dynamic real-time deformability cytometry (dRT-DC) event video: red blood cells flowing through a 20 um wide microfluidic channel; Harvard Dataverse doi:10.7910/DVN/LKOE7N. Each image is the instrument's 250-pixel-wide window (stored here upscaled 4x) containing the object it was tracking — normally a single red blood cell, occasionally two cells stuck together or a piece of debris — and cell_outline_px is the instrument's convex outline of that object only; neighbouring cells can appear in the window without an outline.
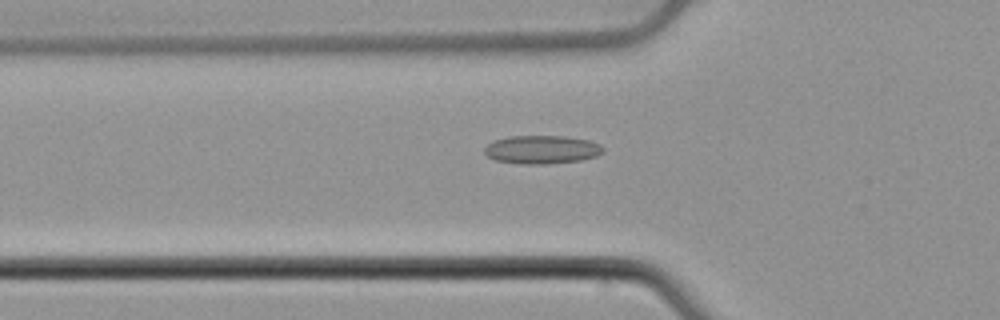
{"species": "common noctule bat (a hibernating species)", "species_latin": "Nyctalus noctula", "temperature_condition": "cold", "stored_images_in_passage": 53, "camera_frame_rate_fps": 3000, "um_per_image_px": 0.085, "animal": {"sex": "male", "body_mass_g": 21.5, "forearm_length_mm": 52.0}, "frame": {"image": 1, "passage_image": 18, "time_ms": 5.667, "image_size_px": [1000, 320], "cell_outline_px": [[604, 152], [596, 156], [580, 160], [548, 164], [520, 164], [496, 160], [488, 156], [484, 152], [484, 148], [488, 144], [496, 140], [508, 136], [564, 136], [588, 140], [600, 144], [604, 148]], "centroid_in_image_um": [46.07, 12.71], "position_along_channel_um": 79.7, "area_um2": 19.59}}
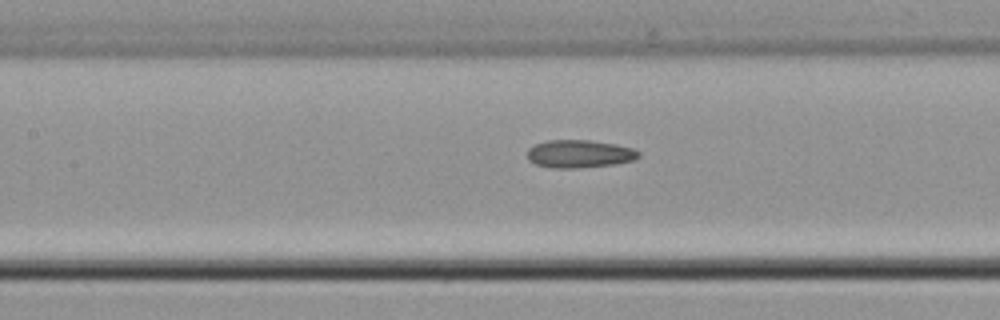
{"frame": {"image": 2, "passage_image": 24, "time_ms": 7.667, "image_size_px": [1000, 320], "cell_outline_px": [[640, 156], [636, 160], [616, 164], [576, 168], [552, 168], [536, 164], [528, 160], [528, 148], [536, 144], [548, 140], [592, 140], [616, 144], [632, 148], [640, 152]], "centroid_in_image_um": [49.28, 13.08], "position_along_channel_um": 158.1, "area_um2": 18.21}}
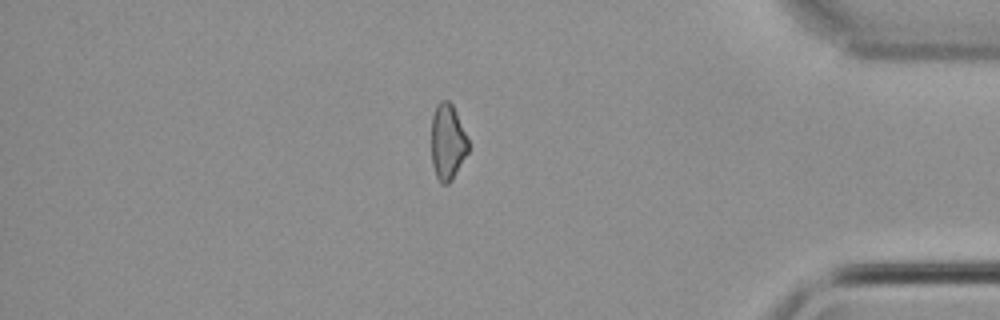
{"frame": {"image": 3, "passage_image": 45, "time_ms": 14.667, "image_size_px": [1000, 320], "cell_outline_px": [[468, 152], [452, 180], [448, 184], [440, 184], [436, 176], [432, 164], [432, 116], [436, 104], [440, 100], [448, 100], [452, 104], [456, 112], [468, 140]], "centroid_in_image_um": [38.03, 12.07], "position_along_channel_um": 397.2, "area_um2": 16.3}, "authors_computed_cell_mechanics": {"area_um2": 18.0914, "velocity_mm_per_s": 3.8937, "shape_relaxation_time_tau1_ms": null, "shape_relaxation_time_tau2_ms": 2.649, "deformation_change_tau1": null, "deformation_change_tau2": 0.0983}}